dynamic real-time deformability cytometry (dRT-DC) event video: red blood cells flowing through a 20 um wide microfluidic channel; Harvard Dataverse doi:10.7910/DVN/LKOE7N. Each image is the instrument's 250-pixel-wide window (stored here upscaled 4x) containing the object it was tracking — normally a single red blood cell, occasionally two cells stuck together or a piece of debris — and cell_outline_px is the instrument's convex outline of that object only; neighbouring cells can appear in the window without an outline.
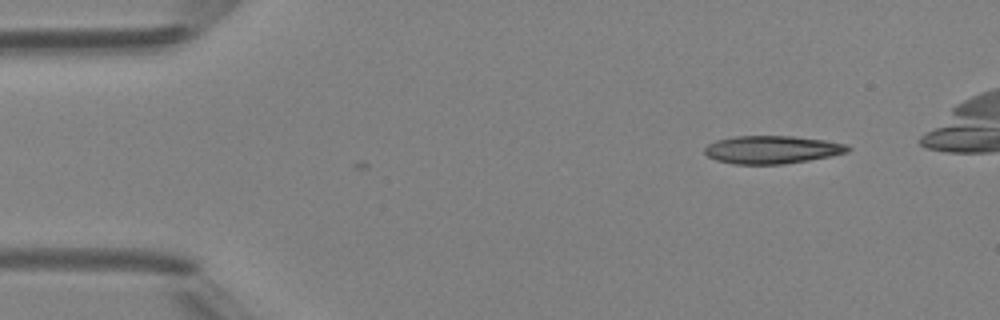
{"species": "Egyptian fruit bat (a non-hibernating species)", "species_latin": "Rousettus aegyptiacus", "temperature_condition": "room temperature", "stored_images_in_passage": 5, "segment_of_instrument_passage": [2, 2], "camera_frame_rate_fps": 3000, "um_per_image_px": 0.085, "animal": {"sex": "female"}, "frame": {"image": 1, "passage_image": 5, "time_ms": 4.667, "image_size_px": [1000, 320], "cell_outline_px": [[852, 148], [848, 152], [832, 156], [784, 164], [732, 164], [716, 160], [708, 156], [704, 152], [704, 148], [708, 144], [716, 140], [732, 136], [792, 136], [824, 140], [848, 144]], "centroid_in_image_um": [65.63, 12.72], "position_along_channel_um": 19.4, "area_um2": 23.47}}